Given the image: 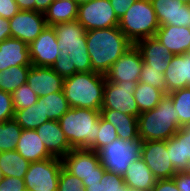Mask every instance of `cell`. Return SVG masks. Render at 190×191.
Listing matches in <instances>:
<instances>
[{
	"label": "cell",
	"instance_id": "6da1fadb",
	"mask_svg": "<svg viewBox=\"0 0 190 191\" xmlns=\"http://www.w3.org/2000/svg\"><path fill=\"white\" fill-rule=\"evenodd\" d=\"M86 41L92 70L103 75L134 45L118 26L86 31Z\"/></svg>",
	"mask_w": 190,
	"mask_h": 191
},
{
	"label": "cell",
	"instance_id": "7a4b0ae2",
	"mask_svg": "<svg viewBox=\"0 0 190 191\" xmlns=\"http://www.w3.org/2000/svg\"><path fill=\"white\" fill-rule=\"evenodd\" d=\"M138 136L145 141H167L178 130L179 115L174 108L171 97L166 94L157 106L144 111L137 117Z\"/></svg>",
	"mask_w": 190,
	"mask_h": 191
},
{
	"label": "cell",
	"instance_id": "3957f363",
	"mask_svg": "<svg viewBox=\"0 0 190 191\" xmlns=\"http://www.w3.org/2000/svg\"><path fill=\"white\" fill-rule=\"evenodd\" d=\"M105 75L96 72H76L64 78L63 92L70 108L101 110Z\"/></svg>",
	"mask_w": 190,
	"mask_h": 191
},
{
	"label": "cell",
	"instance_id": "277c9868",
	"mask_svg": "<svg viewBox=\"0 0 190 191\" xmlns=\"http://www.w3.org/2000/svg\"><path fill=\"white\" fill-rule=\"evenodd\" d=\"M99 117V110L70 108L58 121L72 148L96 151Z\"/></svg>",
	"mask_w": 190,
	"mask_h": 191
},
{
	"label": "cell",
	"instance_id": "5b68a950",
	"mask_svg": "<svg viewBox=\"0 0 190 191\" xmlns=\"http://www.w3.org/2000/svg\"><path fill=\"white\" fill-rule=\"evenodd\" d=\"M119 29L135 45L138 41L155 37L159 21L150 0H137L119 19Z\"/></svg>",
	"mask_w": 190,
	"mask_h": 191
},
{
	"label": "cell",
	"instance_id": "8992f818",
	"mask_svg": "<svg viewBox=\"0 0 190 191\" xmlns=\"http://www.w3.org/2000/svg\"><path fill=\"white\" fill-rule=\"evenodd\" d=\"M144 141L117 138L97 151L99 161L106 171L124 176L132 162L141 158Z\"/></svg>",
	"mask_w": 190,
	"mask_h": 191
},
{
	"label": "cell",
	"instance_id": "52a82bcc",
	"mask_svg": "<svg viewBox=\"0 0 190 191\" xmlns=\"http://www.w3.org/2000/svg\"><path fill=\"white\" fill-rule=\"evenodd\" d=\"M61 160L63 168L81 180L84 188L100 182L106 172L92 149L73 148Z\"/></svg>",
	"mask_w": 190,
	"mask_h": 191
},
{
	"label": "cell",
	"instance_id": "ba28073f",
	"mask_svg": "<svg viewBox=\"0 0 190 191\" xmlns=\"http://www.w3.org/2000/svg\"><path fill=\"white\" fill-rule=\"evenodd\" d=\"M62 168V160L56 157L30 162L24 176L26 191H58Z\"/></svg>",
	"mask_w": 190,
	"mask_h": 191
},
{
	"label": "cell",
	"instance_id": "9c48e42d",
	"mask_svg": "<svg viewBox=\"0 0 190 191\" xmlns=\"http://www.w3.org/2000/svg\"><path fill=\"white\" fill-rule=\"evenodd\" d=\"M59 58L52 69L63 78L76 72H93L87 43L58 44Z\"/></svg>",
	"mask_w": 190,
	"mask_h": 191
},
{
	"label": "cell",
	"instance_id": "30bf717a",
	"mask_svg": "<svg viewBox=\"0 0 190 191\" xmlns=\"http://www.w3.org/2000/svg\"><path fill=\"white\" fill-rule=\"evenodd\" d=\"M136 82H105L101 109L118 110L121 113L138 117L140 112L133 95Z\"/></svg>",
	"mask_w": 190,
	"mask_h": 191
},
{
	"label": "cell",
	"instance_id": "8fae6325",
	"mask_svg": "<svg viewBox=\"0 0 190 191\" xmlns=\"http://www.w3.org/2000/svg\"><path fill=\"white\" fill-rule=\"evenodd\" d=\"M89 31L117 27L119 20L109 0H91L78 6L77 19Z\"/></svg>",
	"mask_w": 190,
	"mask_h": 191
},
{
	"label": "cell",
	"instance_id": "7c38bea8",
	"mask_svg": "<svg viewBox=\"0 0 190 191\" xmlns=\"http://www.w3.org/2000/svg\"><path fill=\"white\" fill-rule=\"evenodd\" d=\"M167 151V141H145L141 158L157 180L171 179L177 171L173 168Z\"/></svg>",
	"mask_w": 190,
	"mask_h": 191
},
{
	"label": "cell",
	"instance_id": "4fadbf2b",
	"mask_svg": "<svg viewBox=\"0 0 190 191\" xmlns=\"http://www.w3.org/2000/svg\"><path fill=\"white\" fill-rule=\"evenodd\" d=\"M11 37L28 45L47 27L45 14L37 11L20 10L9 20Z\"/></svg>",
	"mask_w": 190,
	"mask_h": 191
},
{
	"label": "cell",
	"instance_id": "5bb4252c",
	"mask_svg": "<svg viewBox=\"0 0 190 191\" xmlns=\"http://www.w3.org/2000/svg\"><path fill=\"white\" fill-rule=\"evenodd\" d=\"M28 47L32 66L52 67L59 58L60 50L53 26H47Z\"/></svg>",
	"mask_w": 190,
	"mask_h": 191
},
{
	"label": "cell",
	"instance_id": "9a60e30c",
	"mask_svg": "<svg viewBox=\"0 0 190 191\" xmlns=\"http://www.w3.org/2000/svg\"><path fill=\"white\" fill-rule=\"evenodd\" d=\"M143 67V59L139 49L133 45L129 48L105 74L110 82H136L138 83Z\"/></svg>",
	"mask_w": 190,
	"mask_h": 191
},
{
	"label": "cell",
	"instance_id": "2e32d148",
	"mask_svg": "<svg viewBox=\"0 0 190 191\" xmlns=\"http://www.w3.org/2000/svg\"><path fill=\"white\" fill-rule=\"evenodd\" d=\"M159 26L173 25L190 28V5L179 0H150Z\"/></svg>",
	"mask_w": 190,
	"mask_h": 191
},
{
	"label": "cell",
	"instance_id": "e0dca14e",
	"mask_svg": "<svg viewBox=\"0 0 190 191\" xmlns=\"http://www.w3.org/2000/svg\"><path fill=\"white\" fill-rule=\"evenodd\" d=\"M64 78L51 67L31 66L27 75V84L38 97L63 91Z\"/></svg>",
	"mask_w": 190,
	"mask_h": 191
},
{
	"label": "cell",
	"instance_id": "ac0fdd59",
	"mask_svg": "<svg viewBox=\"0 0 190 191\" xmlns=\"http://www.w3.org/2000/svg\"><path fill=\"white\" fill-rule=\"evenodd\" d=\"M35 130L52 157L62 159L73 149L62 131L59 121H46Z\"/></svg>",
	"mask_w": 190,
	"mask_h": 191
},
{
	"label": "cell",
	"instance_id": "d6986e66",
	"mask_svg": "<svg viewBox=\"0 0 190 191\" xmlns=\"http://www.w3.org/2000/svg\"><path fill=\"white\" fill-rule=\"evenodd\" d=\"M135 46L139 49L144 64L150 69L165 73L173 54L163 44L155 37H149L138 41Z\"/></svg>",
	"mask_w": 190,
	"mask_h": 191
},
{
	"label": "cell",
	"instance_id": "ffe728a7",
	"mask_svg": "<svg viewBox=\"0 0 190 191\" xmlns=\"http://www.w3.org/2000/svg\"><path fill=\"white\" fill-rule=\"evenodd\" d=\"M166 94L185 87H190V52L173 55L164 73Z\"/></svg>",
	"mask_w": 190,
	"mask_h": 191
},
{
	"label": "cell",
	"instance_id": "44dd1931",
	"mask_svg": "<svg viewBox=\"0 0 190 191\" xmlns=\"http://www.w3.org/2000/svg\"><path fill=\"white\" fill-rule=\"evenodd\" d=\"M13 66H32L29 47L17 38H7L0 42V71Z\"/></svg>",
	"mask_w": 190,
	"mask_h": 191
},
{
	"label": "cell",
	"instance_id": "7402d4cb",
	"mask_svg": "<svg viewBox=\"0 0 190 191\" xmlns=\"http://www.w3.org/2000/svg\"><path fill=\"white\" fill-rule=\"evenodd\" d=\"M155 38L173 55L190 52L189 27H177L173 25L160 26Z\"/></svg>",
	"mask_w": 190,
	"mask_h": 191
},
{
	"label": "cell",
	"instance_id": "603a6c76",
	"mask_svg": "<svg viewBox=\"0 0 190 191\" xmlns=\"http://www.w3.org/2000/svg\"><path fill=\"white\" fill-rule=\"evenodd\" d=\"M167 151L173 168L177 172L186 171L190 162V129L181 127L167 140Z\"/></svg>",
	"mask_w": 190,
	"mask_h": 191
},
{
	"label": "cell",
	"instance_id": "cb8c5ba5",
	"mask_svg": "<svg viewBox=\"0 0 190 191\" xmlns=\"http://www.w3.org/2000/svg\"><path fill=\"white\" fill-rule=\"evenodd\" d=\"M16 151L29 162L52 158L36 130L31 129L22 130L16 145Z\"/></svg>",
	"mask_w": 190,
	"mask_h": 191
},
{
	"label": "cell",
	"instance_id": "d4e9b609",
	"mask_svg": "<svg viewBox=\"0 0 190 191\" xmlns=\"http://www.w3.org/2000/svg\"><path fill=\"white\" fill-rule=\"evenodd\" d=\"M123 178L129 189L137 191H151L157 181L142 158L131 163Z\"/></svg>",
	"mask_w": 190,
	"mask_h": 191
},
{
	"label": "cell",
	"instance_id": "484cf974",
	"mask_svg": "<svg viewBox=\"0 0 190 191\" xmlns=\"http://www.w3.org/2000/svg\"><path fill=\"white\" fill-rule=\"evenodd\" d=\"M100 116L116 128L118 138L123 140H135L139 138L137 117L112 109H101Z\"/></svg>",
	"mask_w": 190,
	"mask_h": 191
},
{
	"label": "cell",
	"instance_id": "4316f807",
	"mask_svg": "<svg viewBox=\"0 0 190 191\" xmlns=\"http://www.w3.org/2000/svg\"><path fill=\"white\" fill-rule=\"evenodd\" d=\"M78 5L74 0H54L44 13L47 26H54L77 19Z\"/></svg>",
	"mask_w": 190,
	"mask_h": 191
},
{
	"label": "cell",
	"instance_id": "83f0119b",
	"mask_svg": "<svg viewBox=\"0 0 190 191\" xmlns=\"http://www.w3.org/2000/svg\"><path fill=\"white\" fill-rule=\"evenodd\" d=\"M30 162L16 150L0 152V169L4 177L24 179Z\"/></svg>",
	"mask_w": 190,
	"mask_h": 191
},
{
	"label": "cell",
	"instance_id": "f1b7e54d",
	"mask_svg": "<svg viewBox=\"0 0 190 191\" xmlns=\"http://www.w3.org/2000/svg\"><path fill=\"white\" fill-rule=\"evenodd\" d=\"M13 119L20 125L22 129L35 130L44 122L49 121L48 117H44L42 110V102L38 101L30 107L16 110Z\"/></svg>",
	"mask_w": 190,
	"mask_h": 191
},
{
	"label": "cell",
	"instance_id": "f546056e",
	"mask_svg": "<svg viewBox=\"0 0 190 191\" xmlns=\"http://www.w3.org/2000/svg\"><path fill=\"white\" fill-rule=\"evenodd\" d=\"M58 44L87 43L86 29L77 20L53 26Z\"/></svg>",
	"mask_w": 190,
	"mask_h": 191
},
{
	"label": "cell",
	"instance_id": "4dcf8cb0",
	"mask_svg": "<svg viewBox=\"0 0 190 191\" xmlns=\"http://www.w3.org/2000/svg\"><path fill=\"white\" fill-rule=\"evenodd\" d=\"M42 102L44 117L58 121L69 109L68 100L63 91L50 93L38 98Z\"/></svg>",
	"mask_w": 190,
	"mask_h": 191
},
{
	"label": "cell",
	"instance_id": "1f68e13d",
	"mask_svg": "<svg viewBox=\"0 0 190 191\" xmlns=\"http://www.w3.org/2000/svg\"><path fill=\"white\" fill-rule=\"evenodd\" d=\"M133 95L137 102L139 112L142 113L154 109L166 94L152 85L138 82Z\"/></svg>",
	"mask_w": 190,
	"mask_h": 191
},
{
	"label": "cell",
	"instance_id": "d6a6232c",
	"mask_svg": "<svg viewBox=\"0 0 190 191\" xmlns=\"http://www.w3.org/2000/svg\"><path fill=\"white\" fill-rule=\"evenodd\" d=\"M31 66H13L0 71V90L13 93L21 85L27 83V75Z\"/></svg>",
	"mask_w": 190,
	"mask_h": 191
},
{
	"label": "cell",
	"instance_id": "836d02e7",
	"mask_svg": "<svg viewBox=\"0 0 190 191\" xmlns=\"http://www.w3.org/2000/svg\"><path fill=\"white\" fill-rule=\"evenodd\" d=\"M168 95L179 115L180 128L187 127L190 124V87L174 90Z\"/></svg>",
	"mask_w": 190,
	"mask_h": 191
},
{
	"label": "cell",
	"instance_id": "e575fe53",
	"mask_svg": "<svg viewBox=\"0 0 190 191\" xmlns=\"http://www.w3.org/2000/svg\"><path fill=\"white\" fill-rule=\"evenodd\" d=\"M22 128L12 118L0 123V152L16 150Z\"/></svg>",
	"mask_w": 190,
	"mask_h": 191
},
{
	"label": "cell",
	"instance_id": "d590c367",
	"mask_svg": "<svg viewBox=\"0 0 190 191\" xmlns=\"http://www.w3.org/2000/svg\"><path fill=\"white\" fill-rule=\"evenodd\" d=\"M38 98L36 93L25 83L12 93L13 108L16 111L30 107L38 101Z\"/></svg>",
	"mask_w": 190,
	"mask_h": 191
},
{
	"label": "cell",
	"instance_id": "8d00e7d4",
	"mask_svg": "<svg viewBox=\"0 0 190 191\" xmlns=\"http://www.w3.org/2000/svg\"><path fill=\"white\" fill-rule=\"evenodd\" d=\"M118 135L116 128L108 121L99 117V132L96 137V152L103 146L111 143L113 140L117 139Z\"/></svg>",
	"mask_w": 190,
	"mask_h": 191
},
{
	"label": "cell",
	"instance_id": "74e56055",
	"mask_svg": "<svg viewBox=\"0 0 190 191\" xmlns=\"http://www.w3.org/2000/svg\"><path fill=\"white\" fill-rule=\"evenodd\" d=\"M138 82L152 85L153 87L162 90L166 94V81L164 74L158 72V70L150 69V67L144 63Z\"/></svg>",
	"mask_w": 190,
	"mask_h": 191
},
{
	"label": "cell",
	"instance_id": "f35d334b",
	"mask_svg": "<svg viewBox=\"0 0 190 191\" xmlns=\"http://www.w3.org/2000/svg\"><path fill=\"white\" fill-rule=\"evenodd\" d=\"M103 191H128L124 178L113 172L106 171L101 179Z\"/></svg>",
	"mask_w": 190,
	"mask_h": 191
},
{
	"label": "cell",
	"instance_id": "ab89813d",
	"mask_svg": "<svg viewBox=\"0 0 190 191\" xmlns=\"http://www.w3.org/2000/svg\"><path fill=\"white\" fill-rule=\"evenodd\" d=\"M58 191H85V188L81 180L62 168L59 176Z\"/></svg>",
	"mask_w": 190,
	"mask_h": 191
},
{
	"label": "cell",
	"instance_id": "60d3db41",
	"mask_svg": "<svg viewBox=\"0 0 190 191\" xmlns=\"http://www.w3.org/2000/svg\"><path fill=\"white\" fill-rule=\"evenodd\" d=\"M12 94L0 90V123L14 117Z\"/></svg>",
	"mask_w": 190,
	"mask_h": 191
},
{
	"label": "cell",
	"instance_id": "b9f144b4",
	"mask_svg": "<svg viewBox=\"0 0 190 191\" xmlns=\"http://www.w3.org/2000/svg\"><path fill=\"white\" fill-rule=\"evenodd\" d=\"M0 191H26L24 179L4 177L0 181Z\"/></svg>",
	"mask_w": 190,
	"mask_h": 191
},
{
	"label": "cell",
	"instance_id": "7bdbcfd3",
	"mask_svg": "<svg viewBox=\"0 0 190 191\" xmlns=\"http://www.w3.org/2000/svg\"><path fill=\"white\" fill-rule=\"evenodd\" d=\"M19 11L20 10L15 0H0V17L10 20Z\"/></svg>",
	"mask_w": 190,
	"mask_h": 191
},
{
	"label": "cell",
	"instance_id": "ee69618b",
	"mask_svg": "<svg viewBox=\"0 0 190 191\" xmlns=\"http://www.w3.org/2000/svg\"><path fill=\"white\" fill-rule=\"evenodd\" d=\"M110 4L115 11V14L118 18L123 17V15L126 13V11L133 5L134 2L137 0H109Z\"/></svg>",
	"mask_w": 190,
	"mask_h": 191
},
{
	"label": "cell",
	"instance_id": "f6af8a7d",
	"mask_svg": "<svg viewBox=\"0 0 190 191\" xmlns=\"http://www.w3.org/2000/svg\"><path fill=\"white\" fill-rule=\"evenodd\" d=\"M180 191H190V174L186 171L177 172L173 177Z\"/></svg>",
	"mask_w": 190,
	"mask_h": 191
},
{
	"label": "cell",
	"instance_id": "bcb514c9",
	"mask_svg": "<svg viewBox=\"0 0 190 191\" xmlns=\"http://www.w3.org/2000/svg\"><path fill=\"white\" fill-rule=\"evenodd\" d=\"M151 191H180L174 181L171 179L157 180Z\"/></svg>",
	"mask_w": 190,
	"mask_h": 191
},
{
	"label": "cell",
	"instance_id": "7dc6e473",
	"mask_svg": "<svg viewBox=\"0 0 190 191\" xmlns=\"http://www.w3.org/2000/svg\"><path fill=\"white\" fill-rule=\"evenodd\" d=\"M11 37L9 20L0 17V42Z\"/></svg>",
	"mask_w": 190,
	"mask_h": 191
},
{
	"label": "cell",
	"instance_id": "c3c4849f",
	"mask_svg": "<svg viewBox=\"0 0 190 191\" xmlns=\"http://www.w3.org/2000/svg\"><path fill=\"white\" fill-rule=\"evenodd\" d=\"M19 10L35 11V0H15Z\"/></svg>",
	"mask_w": 190,
	"mask_h": 191
},
{
	"label": "cell",
	"instance_id": "681fc988",
	"mask_svg": "<svg viewBox=\"0 0 190 191\" xmlns=\"http://www.w3.org/2000/svg\"><path fill=\"white\" fill-rule=\"evenodd\" d=\"M54 0H35V11L45 13Z\"/></svg>",
	"mask_w": 190,
	"mask_h": 191
},
{
	"label": "cell",
	"instance_id": "f907efd6",
	"mask_svg": "<svg viewBox=\"0 0 190 191\" xmlns=\"http://www.w3.org/2000/svg\"><path fill=\"white\" fill-rule=\"evenodd\" d=\"M85 191H103L101 182L89 184L88 187H85Z\"/></svg>",
	"mask_w": 190,
	"mask_h": 191
},
{
	"label": "cell",
	"instance_id": "816d5d0a",
	"mask_svg": "<svg viewBox=\"0 0 190 191\" xmlns=\"http://www.w3.org/2000/svg\"><path fill=\"white\" fill-rule=\"evenodd\" d=\"M76 3H77V5L79 6V5H82V4H85V3H88V2H90L91 0H74Z\"/></svg>",
	"mask_w": 190,
	"mask_h": 191
},
{
	"label": "cell",
	"instance_id": "f5cc1de1",
	"mask_svg": "<svg viewBox=\"0 0 190 191\" xmlns=\"http://www.w3.org/2000/svg\"><path fill=\"white\" fill-rule=\"evenodd\" d=\"M181 3L190 5V0H179Z\"/></svg>",
	"mask_w": 190,
	"mask_h": 191
},
{
	"label": "cell",
	"instance_id": "db71d44e",
	"mask_svg": "<svg viewBox=\"0 0 190 191\" xmlns=\"http://www.w3.org/2000/svg\"><path fill=\"white\" fill-rule=\"evenodd\" d=\"M4 179V174L2 173V170L0 169V181Z\"/></svg>",
	"mask_w": 190,
	"mask_h": 191
},
{
	"label": "cell",
	"instance_id": "11a10c76",
	"mask_svg": "<svg viewBox=\"0 0 190 191\" xmlns=\"http://www.w3.org/2000/svg\"><path fill=\"white\" fill-rule=\"evenodd\" d=\"M186 172L190 174V162H189V165H188Z\"/></svg>",
	"mask_w": 190,
	"mask_h": 191
}]
</instances>
